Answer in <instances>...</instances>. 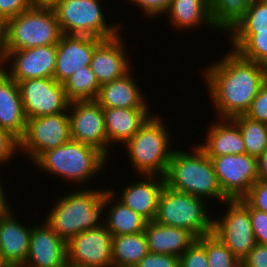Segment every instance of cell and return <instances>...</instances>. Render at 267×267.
Listing matches in <instances>:
<instances>
[{"label": "cell", "instance_id": "obj_1", "mask_svg": "<svg viewBox=\"0 0 267 267\" xmlns=\"http://www.w3.org/2000/svg\"><path fill=\"white\" fill-rule=\"evenodd\" d=\"M213 63L203 69V75L217 117L232 119L245 115L267 80V68L234 50Z\"/></svg>", "mask_w": 267, "mask_h": 267}, {"label": "cell", "instance_id": "obj_2", "mask_svg": "<svg viewBox=\"0 0 267 267\" xmlns=\"http://www.w3.org/2000/svg\"><path fill=\"white\" fill-rule=\"evenodd\" d=\"M102 189H76L59 197L45 219L52 230L65 242L77 234L98 229L105 212V191Z\"/></svg>", "mask_w": 267, "mask_h": 267}, {"label": "cell", "instance_id": "obj_3", "mask_svg": "<svg viewBox=\"0 0 267 267\" xmlns=\"http://www.w3.org/2000/svg\"><path fill=\"white\" fill-rule=\"evenodd\" d=\"M192 153L174 150L164 176L165 185L198 198L226 203L212 160L196 144Z\"/></svg>", "mask_w": 267, "mask_h": 267}, {"label": "cell", "instance_id": "obj_4", "mask_svg": "<svg viewBox=\"0 0 267 267\" xmlns=\"http://www.w3.org/2000/svg\"><path fill=\"white\" fill-rule=\"evenodd\" d=\"M107 160L96 148L70 139L62 146L45 151L32 163L40 171L81 185L103 171Z\"/></svg>", "mask_w": 267, "mask_h": 267}, {"label": "cell", "instance_id": "obj_5", "mask_svg": "<svg viewBox=\"0 0 267 267\" xmlns=\"http://www.w3.org/2000/svg\"><path fill=\"white\" fill-rule=\"evenodd\" d=\"M159 115H153L125 144L135 173L165 176L173 149L168 127ZM172 149V150H171Z\"/></svg>", "mask_w": 267, "mask_h": 267}, {"label": "cell", "instance_id": "obj_6", "mask_svg": "<svg viewBox=\"0 0 267 267\" xmlns=\"http://www.w3.org/2000/svg\"><path fill=\"white\" fill-rule=\"evenodd\" d=\"M62 35L52 6H33L7 20L6 51L57 44Z\"/></svg>", "mask_w": 267, "mask_h": 267}, {"label": "cell", "instance_id": "obj_7", "mask_svg": "<svg viewBox=\"0 0 267 267\" xmlns=\"http://www.w3.org/2000/svg\"><path fill=\"white\" fill-rule=\"evenodd\" d=\"M203 200L165 185L154 221L165 226L184 228L197 238L209 235L213 231V219L205 207L207 201Z\"/></svg>", "mask_w": 267, "mask_h": 267}, {"label": "cell", "instance_id": "obj_8", "mask_svg": "<svg viewBox=\"0 0 267 267\" xmlns=\"http://www.w3.org/2000/svg\"><path fill=\"white\" fill-rule=\"evenodd\" d=\"M100 2L101 0H57L52 8L62 33L100 39L118 35L120 24H107Z\"/></svg>", "mask_w": 267, "mask_h": 267}, {"label": "cell", "instance_id": "obj_9", "mask_svg": "<svg viewBox=\"0 0 267 267\" xmlns=\"http://www.w3.org/2000/svg\"><path fill=\"white\" fill-rule=\"evenodd\" d=\"M68 112L27 119L20 152L35 161L45 151L64 145L71 139Z\"/></svg>", "mask_w": 267, "mask_h": 267}, {"label": "cell", "instance_id": "obj_10", "mask_svg": "<svg viewBox=\"0 0 267 267\" xmlns=\"http://www.w3.org/2000/svg\"><path fill=\"white\" fill-rule=\"evenodd\" d=\"M225 214L213 219V231L240 261L257 244L249 210L239 200H228Z\"/></svg>", "mask_w": 267, "mask_h": 267}, {"label": "cell", "instance_id": "obj_11", "mask_svg": "<svg viewBox=\"0 0 267 267\" xmlns=\"http://www.w3.org/2000/svg\"><path fill=\"white\" fill-rule=\"evenodd\" d=\"M68 113L71 139L96 148L108 159L111 145L106 135L103 107L95 100L71 101Z\"/></svg>", "mask_w": 267, "mask_h": 267}, {"label": "cell", "instance_id": "obj_12", "mask_svg": "<svg viewBox=\"0 0 267 267\" xmlns=\"http://www.w3.org/2000/svg\"><path fill=\"white\" fill-rule=\"evenodd\" d=\"M18 86L27 119L68 112L64 86L54 78L27 79Z\"/></svg>", "mask_w": 267, "mask_h": 267}, {"label": "cell", "instance_id": "obj_13", "mask_svg": "<svg viewBox=\"0 0 267 267\" xmlns=\"http://www.w3.org/2000/svg\"><path fill=\"white\" fill-rule=\"evenodd\" d=\"M222 193L229 200L243 198L258 180L257 158L246 153L209 157Z\"/></svg>", "mask_w": 267, "mask_h": 267}, {"label": "cell", "instance_id": "obj_14", "mask_svg": "<svg viewBox=\"0 0 267 267\" xmlns=\"http://www.w3.org/2000/svg\"><path fill=\"white\" fill-rule=\"evenodd\" d=\"M112 234L105 227L83 231L66 242L67 265L113 267Z\"/></svg>", "mask_w": 267, "mask_h": 267}, {"label": "cell", "instance_id": "obj_15", "mask_svg": "<svg viewBox=\"0 0 267 267\" xmlns=\"http://www.w3.org/2000/svg\"><path fill=\"white\" fill-rule=\"evenodd\" d=\"M56 55L57 44L6 51L1 68L17 83L33 78H54Z\"/></svg>", "mask_w": 267, "mask_h": 267}, {"label": "cell", "instance_id": "obj_16", "mask_svg": "<svg viewBox=\"0 0 267 267\" xmlns=\"http://www.w3.org/2000/svg\"><path fill=\"white\" fill-rule=\"evenodd\" d=\"M100 38L63 34L57 43L54 79L63 84L82 67L90 66L95 46Z\"/></svg>", "mask_w": 267, "mask_h": 267}, {"label": "cell", "instance_id": "obj_17", "mask_svg": "<svg viewBox=\"0 0 267 267\" xmlns=\"http://www.w3.org/2000/svg\"><path fill=\"white\" fill-rule=\"evenodd\" d=\"M118 34L102 39L96 46L91 58L90 67L100 86L121 78L131 71L125 38Z\"/></svg>", "mask_w": 267, "mask_h": 267}, {"label": "cell", "instance_id": "obj_18", "mask_svg": "<svg viewBox=\"0 0 267 267\" xmlns=\"http://www.w3.org/2000/svg\"><path fill=\"white\" fill-rule=\"evenodd\" d=\"M43 224L32 227L27 260L22 267H67L66 242L46 221Z\"/></svg>", "mask_w": 267, "mask_h": 267}, {"label": "cell", "instance_id": "obj_19", "mask_svg": "<svg viewBox=\"0 0 267 267\" xmlns=\"http://www.w3.org/2000/svg\"><path fill=\"white\" fill-rule=\"evenodd\" d=\"M142 177L140 182L137 181L124 188L119 200L150 222L155 220L165 180L159 175H143Z\"/></svg>", "mask_w": 267, "mask_h": 267}, {"label": "cell", "instance_id": "obj_20", "mask_svg": "<svg viewBox=\"0 0 267 267\" xmlns=\"http://www.w3.org/2000/svg\"><path fill=\"white\" fill-rule=\"evenodd\" d=\"M12 212L0 216V250L9 267H22L27 260L32 227L20 224Z\"/></svg>", "mask_w": 267, "mask_h": 267}, {"label": "cell", "instance_id": "obj_21", "mask_svg": "<svg viewBox=\"0 0 267 267\" xmlns=\"http://www.w3.org/2000/svg\"><path fill=\"white\" fill-rule=\"evenodd\" d=\"M24 112L18 83L2 68L0 69V128L21 139L26 130Z\"/></svg>", "mask_w": 267, "mask_h": 267}, {"label": "cell", "instance_id": "obj_22", "mask_svg": "<svg viewBox=\"0 0 267 267\" xmlns=\"http://www.w3.org/2000/svg\"><path fill=\"white\" fill-rule=\"evenodd\" d=\"M150 108H103L106 135L110 144H125L153 115Z\"/></svg>", "mask_w": 267, "mask_h": 267}, {"label": "cell", "instance_id": "obj_23", "mask_svg": "<svg viewBox=\"0 0 267 267\" xmlns=\"http://www.w3.org/2000/svg\"><path fill=\"white\" fill-rule=\"evenodd\" d=\"M144 233L149 252L178 257L197 240L184 228L165 226L155 221L146 223Z\"/></svg>", "mask_w": 267, "mask_h": 267}, {"label": "cell", "instance_id": "obj_24", "mask_svg": "<svg viewBox=\"0 0 267 267\" xmlns=\"http://www.w3.org/2000/svg\"><path fill=\"white\" fill-rule=\"evenodd\" d=\"M131 73L100 86L95 101L103 108H149Z\"/></svg>", "mask_w": 267, "mask_h": 267}, {"label": "cell", "instance_id": "obj_25", "mask_svg": "<svg viewBox=\"0 0 267 267\" xmlns=\"http://www.w3.org/2000/svg\"><path fill=\"white\" fill-rule=\"evenodd\" d=\"M221 120V121H219ZM208 129L205 143L198 146L208 157H219L228 154L246 153L245 143L239 127L231 119H219Z\"/></svg>", "mask_w": 267, "mask_h": 267}, {"label": "cell", "instance_id": "obj_26", "mask_svg": "<svg viewBox=\"0 0 267 267\" xmlns=\"http://www.w3.org/2000/svg\"><path fill=\"white\" fill-rule=\"evenodd\" d=\"M165 14L169 16L170 25L178 30L190 31L192 27L200 28V24L213 27L210 0H172Z\"/></svg>", "mask_w": 267, "mask_h": 267}, {"label": "cell", "instance_id": "obj_27", "mask_svg": "<svg viewBox=\"0 0 267 267\" xmlns=\"http://www.w3.org/2000/svg\"><path fill=\"white\" fill-rule=\"evenodd\" d=\"M114 195L115 192L111 189L105 191V206H109V211L105 209L108 214L104 222L112 236L143 232L147 221L119 199L116 201Z\"/></svg>", "mask_w": 267, "mask_h": 267}, {"label": "cell", "instance_id": "obj_28", "mask_svg": "<svg viewBox=\"0 0 267 267\" xmlns=\"http://www.w3.org/2000/svg\"><path fill=\"white\" fill-rule=\"evenodd\" d=\"M113 267H135L149 252L144 231L112 236Z\"/></svg>", "mask_w": 267, "mask_h": 267}, {"label": "cell", "instance_id": "obj_29", "mask_svg": "<svg viewBox=\"0 0 267 267\" xmlns=\"http://www.w3.org/2000/svg\"><path fill=\"white\" fill-rule=\"evenodd\" d=\"M257 31H267V0L250 2L243 20L229 34L232 50L237 51Z\"/></svg>", "mask_w": 267, "mask_h": 267}, {"label": "cell", "instance_id": "obj_30", "mask_svg": "<svg viewBox=\"0 0 267 267\" xmlns=\"http://www.w3.org/2000/svg\"><path fill=\"white\" fill-rule=\"evenodd\" d=\"M213 29L230 34L243 20L250 0H210Z\"/></svg>", "mask_w": 267, "mask_h": 267}, {"label": "cell", "instance_id": "obj_31", "mask_svg": "<svg viewBox=\"0 0 267 267\" xmlns=\"http://www.w3.org/2000/svg\"><path fill=\"white\" fill-rule=\"evenodd\" d=\"M67 99L71 101L95 100L98 96L100 85L90 66L82 67L64 83Z\"/></svg>", "mask_w": 267, "mask_h": 267}, {"label": "cell", "instance_id": "obj_32", "mask_svg": "<svg viewBox=\"0 0 267 267\" xmlns=\"http://www.w3.org/2000/svg\"><path fill=\"white\" fill-rule=\"evenodd\" d=\"M240 129L246 154L259 158L267 148V124L252 120L245 115L231 119Z\"/></svg>", "mask_w": 267, "mask_h": 267}, {"label": "cell", "instance_id": "obj_33", "mask_svg": "<svg viewBox=\"0 0 267 267\" xmlns=\"http://www.w3.org/2000/svg\"><path fill=\"white\" fill-rule=\"evenodd\" d=\"M206 249L209 267H238L241 261L212 233L197 238Z\"/></svg>", "mask_w": 267, "mask_h": 267}, {"label": "cell", "instance_id": "obj_34", "mask_svg": "<svg viewBox=\"0 0 267 267\" xmlns=\"http://www.w3.org/2000/svg\"><path fill=\"white\" fill-rule=\"evenodd\" d=\"M237 52L245 59L254 61L267 68V31H257Z\"/></svg>", "mask_w": 267, "mask_h": 267}, {"label": "cell", "instance_id": "obj_35", "mask_svg": "<svg viewBox=\"0 0 267 267\" xmlns=\"http://www.w3.org/2000/svg\"><path fill=\"white\" fill-rule=\"evenodd\" d=\"M179 267H209L206 249L196 240L179 257Z\"/></svg>", "mask_w": 267, "mask_h": 267}, {"label": "cell", "instance_id": "obj_36", "mask_svg": "<svg viewBox=\"0 0 267 267\" xmlns=\"http://www.w3.org/2000/svg\"><path fill=\"white\" fill-rule=\"evenodd\" d=\"M238 200L249 210L256 242L267 245V213L252 208L243 198Z\"/></svg>", "mask_w": 267, "mask_h": 267}, {"label": "cell", "instance_id": "obj_37", "mask_svg": "<svg viewBox=\"0 0 267 267\" xmlns=\"http://www.w3.org/2000/svg\"><path fill=\"white\" fill-rule=\"evenodd\" d=\"M245 116L252 120L267 124V80L259 89L258 94L252 101Z\"/></svg>", "mask_w": 267, "mask_h": 267}, {"label": "cell", "instance_id": "obj_38", "mask_svg": "<svg viewBox=\"0 0 267 267\" xmlns=\"http://www.w3.org/2000/svg\"><path fill=\"white\" fill-rule=\"evenodd\" d=\"M18 151L20 152V139L10 131L0 128V164L13 159Z\"/></svg>", "mask_w": 267, "mask_h": 267}, {"label": "cell", "instance_id": "obj_39", "mask_svg": "<svg viewBox=\"0 0 267 267\" xmlns=\"http://www.w3.org/2000/svg\"><path fill=\"white\" fill-rule=\"evenodd\" d=\"M243 199L254 209L267 213V182L257 180Z\"/></svg>", "mask_w": 267, "mask_h": 267}, {"label": "cell", "instance_id": "obj_40", "mask_svg": "<svg viewBox=\"0 0 267 267\" xmlns=\"http://www.w3.org/2000/svg\"><path fill=\"white\" fill-rule=\"evenodd\" d=\"M135 267H179V257L148 252Z\"/></svg>", "mask_w": 267, "mask_h": 267}, {"label": "cell", "instance_id": "obj_41", "mask_svg": "<svg viewBox=\"0 0 267 267\" xmlns=\"http://www.w3.org/2000/svg\"><path fill=\"white\" fill-rule=\"evenodd\" d=\"M134 3L135 6H139L140 10L142 9V13H144L147 17H159L167 12L170 8L172 0H129Z\"/></svg>", "mask_w": 267, "mask_h": 267}, {"label": "cell", "instance_id": "obj_42", "mask_svg": "<svg viewBox=\"0 0 267 267\" xmlns=\"http://www.w3.org/2000/svg\"><path fill=\"white\" fill-rule=\"evenodd\" d=\"M33 7L30 0H0V14L10 19Z\"/></svg>", "mask_w": 267, "mask_h": 267}, {"label": "cell", "instance_id": "obj_43", "mask_svg": "<svg viewBox=\"0 0 267 267\" xmlns=\"http://www.w3.org/2000/svg\"><path fill=\"white\" fill-rule=\"evenodd\" d=\"M244 267H267V245L256 244L241 260Z\"/></svg>", "mask_w": 267, "mask_h": 267}, {"label": "cell", "instance_id": "obj_44", "mask_svg": "<svg viewBox=\"0 0 267 267\" xmlns=\"http://www.w3.org/2000/svg\"><path fill=\"white\" fill-rule=\"evenodd\" d=\"M7 20L0 14V64L6 56Z\"/></svg>", "mask_w": 267, "mask_h": 267}, {"label": "cell", "instance_id": "obj_45", "mask_svg": "<svg viewBox=\"0 0 267 267\" xmlns=\"http://www.w3.org/2000/svg\"><path fill=\"white\" fill-rule=\"evenodd\" d=\"M258 180L267 182V148L261 157L257 159Z\"/></svg>", "mask_w": 267, "mask_h": 267}, {"label": "cell", "instance_id": "obj_46", "mask_svg": "<svg viewBox=\"0 0 267 267\" xmlns=\"http://www.w3.org/2000/svg\"><path fill=\"white\" fill-rule=\"evenodd\" d=\"M5 194L6 193H4V189L2 187V183L0 179V215H5L9 211H11V209L9 208L10 205H8L9 203H7L8 199H6Z\"/></svg>", "mask_w": 267, "mask_h": 267}, {"label": "cell", "instance_id": "obj_47", "mask_svg": "<svg viewBox=\"0 0 267 267\" xmlns=\"http://www.w3.org/2000/svg\"><path fill=\"white\" fill-rule=\"evenodd\" d=\"M33 6H52L57 0H30Z\"/></svg>", "mask_w": 267, "mask_h": 267}, {"label": "cell", "instance_id": "obj_48", "mask_svg": "<svg viewBox=\"0 0 267 267\" xmlns=\"http://www.w3.org/2000/svg\"><path fill=\"white\" fill-rule=\"evenodd\" d=\"M0 267H9L2 257L1 250H0Z\"/></svg>", "mask_w": 267, "mask_h": 267}]
</instances>
